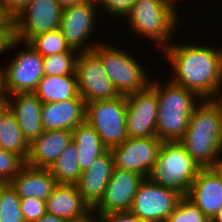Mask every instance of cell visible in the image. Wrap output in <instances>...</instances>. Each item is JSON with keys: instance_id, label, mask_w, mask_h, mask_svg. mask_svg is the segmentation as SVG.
Here are the masks:
<instances>
[{"instance_id": "obj_22", "label": "cell", "mask_w": 222, "mask_h": 222, "mask_svg": "<svg viewBox=\"0 0 222 222\" xmlns=\"http://www.w3.org/2000/svg\"><path fill=\"white\" fill-rule=\"evenodd\" d=\"M184 135L222 137V112L214 99H203L189 118Z\"/></svg>"}, {"instance_id": "obj_13", "label": "cell", "mask_w": 222, "mask_h": 222, "mask_svg": "<svg viewBox=\"0 0 222 222\" xmlns=\"http://www.w3.org/2000/svg\"><path fill=\"white\" fill-rule=\"evenodd\" d=\"M126 130L128 138L156 136L158 100L149 85L144 90L126 95Z\"/></svg>"}, {"instance_id": "obj_38", "label": "cell", "mask_w": 222, "mask_h": 222, "mask_svg": "<svg viewBox=\"0 0 222 222\" xmlns=\"http://www.w3.org/2000/svg\"><path fill=\"white\" fill-rule=\"evenodd\" d=\"M62 9L86 3L89 0H57Z\"/></svg>"}, {"instance_id": "obj_16", "label": "cell", "mask_w": 222, "mask_h": 222, "mask_svg": "<svg viewBox=\"0 0 222 222\" xmlns=\"http://www.w3.org/2000/svg\"><path fill=\"white\" fill-rule=\"evenodd\" d=\"M114 167L113 153L111 150H107L96 158L86 171L81 173L76 186L91 210L101 201Z\"/></svg>"}, {"instance_id": "obj_36", "label": "cell", "mask_w": 222, "mask_h": 222, "mask_svg": "<svg viewBox=\"0 0 222 222\" xmlns=\"http://www.w3.org/2000/svg\"><path fill=\"white\" fill-rule=\"evenodd\" d=\"M31 1L32 0H5L1 9L6 18L14 20Z\"/></svg>"}, {"instance_id": "obj_34", "label": "cell", "mask_w": 222, "mask_h": 222, "mask_svg": "<svg viewBox=\"0 0 222 222\" xmlns=\"http://www.w3.org/2000/svg\"><path fill=\"white\" fill-rule=\"evenodd\" d=\"M19 43L21 44L19 40H16L14 20L5 18L0 23V54L11 50Z\"/></svg>"}, {"instance_id": "obj_21", "label": "cell", "mask_w": 222, "mask_h": 222, "mask_svg": "<svg viewBox=\"0 0 222 222\" xmlns=\"http://www.w3.org/2000/svg\"><path fill=\"white\" fill-rule=\"evenodd\" d=\"M9 184L20 198H36L45 202L58 185L48 168H35L26 164Z\"/></svg>"}, {"instance_id": "obj_2", "label": "cell", "mask_w": 222, "mask_h": 222, "mask_svg": "<svg viewBox=\"0 0 222 222\" xmlns=\"http://www.w3.org/2000/svg\"><path fill=\"white\" fill-rule=\"evenodd\" d=\"M161 81L150 82L158 100L156 137L163 142L180 141L186 133L189 118L198 105L197 102L202 99L191 90L170 80L165 86Z\"/></svg>"}, {"instance_id": "obj_42", "label": "cell", "mask_w": 222, "mask_h": 222, "mask_svg": "<svg viewBox=\"0 0 222 222\" xmlns=\"http://www.w3.org/2000/svg\"><path fill=\"white\" fill-rule=\"evenodd\" d=\"M10 111L7 100L0 102V123L3 117Z\"/></svg>"}, {"instance_id": "obj_39", "label": "cell", "mask_w": 222, "mask_h": 222, "mask_svg": "<svg viewBox=\"0 0 222 222\" xmlns=\"http://www.w3.org/2000/svg\"><path fill=\"white\" fill-rule=\"evenodd\" d=\"M35 222H67L65 219L46 213L42 218Z\"/></svg>"}, {"instance_id": "obj_9", "label": "cell", "mask_w": 222, "mask_h": 222, "mask_svg": "<svg viewBox=\"0 0 222 222\" xmlns=\"http://www.w3.org/2000/svg\"><path fill=\"white\" fill-rule=\"evenodd\" d=\"M75 73L78 92L85 103L121 96L108 78L101 59L93 51L78 54Z\"/></svg>"}, {"instance_id": "obj_14", "label": "cell", "mask_w": 222, "mask_h": 222, "mask_svg": "<svg viewBox=\"0 0 222 222\" xmlns=\"http://www.w3.org/2000/svg\"><path fill=\"white\" fill-rule=\"evenodd\" d=\"M145 178L133 171L114 167L101 201L92 209L95 214L129 211L134 196Z\"/></svg>"}, {"instance_id": "obj_26", "label": "cell", "mask_w": 222, "mask_h": 222, "mask_svg": "<svg viewBox=\"0 0 222 222\" xmlns=\"http://www.w3.org/2000/svg\"><path fill=\"white\" fill-rule=\"evenodd\" d=\"M29 145L15 116L9 111L0 123V148L18 154L25 161L29 153Z\"/></svg>"}, {"instance_id": "obj_20", "label": "cell", "mask_w": 222, "mask_h": 222, "mask_svg": "<svg viewBox=\"0 0 222 222\" xmlns=\"http://www.w3.org/2000/svg\"><path fill=\"white\" fill-rule=\"evenodd\" d=\"M76 184H58L46 200V213L74 222L91 213Z\"/></svg>"}, {"instance_id": "obj_31", "label": "cell", "mask_w": 222, "mask_h": 222, "mask_svg": "<svg viewBox=\"0 0 222 222\" xmlns=\"http://www.w3.org/2000/svg\"><path fill=\"white\" fill-rule=\"evenodd\" d=\"M166 222H211V220L186 197H182Z\"/></svg>"}, {"instance_id": "obj_32", "label": "cell", "mask_w": 222, "mask_h": 222, "mask_svg": "<svg viewBox=\"0 0 222 222\" xmlns=\"http://www.w3.org/2000/svg\"><path fill=\"white\" fill-rule=\"evenodd\" d=\"M25 165V161L18 155L0 148V184L9 183Z\"/></svg>"}, {"instance_id": "obj_11", "label": "cell", "mask_w": 222, "mask_h": 222, "mask_svg": "<svg viewBox=\"0 0 222 222\" xmlns=\"http://www.w3.org/2000/svg\"><path fill=\"white\" fill-rule=\"evenodd\" d=\"M163 143L156 136L127 138L111 149L116 168L133 171L148 178Z\"/></svg>"}, {"instance_id": "obj_3", "label": "cell", "mask_w": 222, "mask_h": 222, "mask_svg": "<svg viewBox=\"0 0 222 222\" xmlns=\"http://www.w3.org/2000/svg\"><path fill=\"white\" fill-rule=\"evenodd\" d=\"M176 8L170 0H136L126 16L130 30L164 49L172 43L179 22Z\"/></svg>"}, {"instance_id": "obj_35", "label": "cell", "mask_w": 222, "mask_h": 222, "mask_svg": "<svg viewBox=\"0 0 222 222\" xmlns=\"http://www.w3.org/2000/svg\"><path fill=\"white\" fill-rule=\"evenodd\" d=\"M97 6L104 8L107 14L115 17H126L131 11L132 6L136 0H95ZM100 4V5H99Z\"/></svg>"}, {"instance_id": "obj_5", "label": "cell", "mask_w": 222, "mask_h": 222, "mask_svg": "<svg viewBox=\"0 0 222 222\" xmlns=\"http://www.w3.org/2000/svg\"><path fill=\"white\" fill-rule=\"evenodd\" d=\"M92 51L101 59L108 78L120 95L126 96L150 85V77L142 64L126 50L101 41Z\"/></svg>"}, {"instance_id": "obj_24", "label": "cell", "mask_w": 222, "mask_h": 222, "mask_svg": "<svg viewBox=\"0 0 222 222\" xmlns=\"http://www.w3.org/2000/svg\"><path fill=\"white\" fill-rule=\"evenodd\" d=\"M72 134L73 142L78 150V163L82 173L108 149L102 143L96 130L86 121L78 124L72 130Z\"/></svg>"}, {"instance_id": "obj_8", "label": "cell", "mask_w": 222, "mask_h": 222, "mask_svg": "<svg viewBox=\"0 0 222 222\" xmlns=\"http://www.w3.org/2000/svg\"><path fill=\"white\" fill-rule=\"evenodd\" d=\"M181 198L177 192L145 178L129 211L144 222H166Z\"/></svg>"}, {"instance_id": "obj_48", "label": "cell", "mask_w": 222, "mask_h": 222, "mask_svg": "<svg viewBox=\"0 0 222 222\" xmlns=\"http://www.w3.org/2000/svg\"><path fill=\"white\" fill-rule=\"evenodd\" d=\"M5 0H0V6L4 4Z\"/></svg>"}, {"instance_id": "obj_33", "label": "cell", "mask_w": 222, "mask_h": 222, "mask_svg": "<svg viewBox=\"0 0 222 222\" xmlns=\"http://www.w3.org/2000/svg\"><path fill=\"white\" fill-rule=\"evenodd\" d=\"M20 210L25 222H35L46 214V202L36 198H21Z\"/></svg>"}, {"instance_id": "obj_37", "label": "cell", "mask_w": 222, "mask_h": 222, "mask_svg": "<svg viewBox=\"0 0 222 222\" xmlns=\"http://www.w3.org/2000/svg\"><path fill=\"white\" fill-rule=\"evenodd\" d=\"M102 222H144L130 211L110 212L107 214H97Z\"/></svg>"}, {"instance_id": "obj_1", "label": "cell", "mask_w": 222, "mask_h": 222, "mask_svg": "<svg viewBox=\"0 0 222 222\" xmlns=\"http://www.w3.org/2000/svg\"><path fill=\"white\" fill-rule=\"evenodd\" d=\"M162 51L174 71L171 82L191 90L202 100L214 99L222 90V48L171 43Z\"/></svg>"}, {"instance_id": "obj_15", "label": "cell", "mask_w": 222, "mask_h": 222, "mask_svg": "<svg viewBox=\"0 0 222 222\" xmlns=\"http://www.w3.org/2000/svg\"><path fill=\"white\" fill-rule=\"evenodd\" d=\"M186 198L211 220L222 207V174L217 168H202Z\"/></svg>"}, {"instance_id": "obj_10", "label": "cell", "mask_w": 222, "mask_h": 222, "mask_svg": "<svg viewBox=\"0 0 222 222\" xmlns=\"http://www.w3.org/2000/svg\"><path fill=\"white\" fill-rule=\"evenodd\" d=\"M62 10L57 0H32L14 19L16 40L29 43L39 34L59 29Z\"/></svg>"}, {"instance_id": "obj_46", "label": "cell", "mask_w": 222, "mask_h": 222, "mask_svg": "<svg viewBox=\"0 0 222 222\" xmlns=\"http://www.w3.org/2000/svg\"><path fill=\"white\" fill-rule=\"evenodd\" d=\"M216 168L221 172L222 174V159L221 161L217 164Z\"/></svg>"}, {"instance_id": "obj_45", "label": "cell", "mask_w": 222, "mask_h": 222, "mask_svg": "<svg viewBox=\"0 0 222 222\" xmlns=\"http://www.w3.org/2000/svg\"><path fill=\"white\" fill-rule=\"evenodd\" d=\"M5 15L3 14V11L1 9V6H0V23L5 19Z\"/></svg>"}, {"instance_id": "obj_43", "label": "cell", "mask_w": 222, "mask_h": 222, "mask_svg": "<svg viewBox=\"0 0 222 222\" xmlns=\"http://www.w3.org/2000/svg\"><path fill=\"white\" fill-rule=\"evenodd\" d=\"M214 100L219 105L222 112V90L215 96Z\"/></svg>"}, {"instance_id": "obj_12", "label": "cell", "mask_w": 222, "mask_h": 222, "mask_svg": "<svg viewBox=\"0 0 222 222\" xmlns=\"http://www.w3.org/2000/svg\"><path fill=\"white\" fill-rule=\"evenodd\" d=\"M97 7L95 0H89L62 10L59 29L71 49L79 53L90 52L98 45L96 42L92 44L88 41L94 31Z\"/></svg>"}, {"instance_id": "obj_17", "label": "cell", "mask_w": 222, "mask_h": 222, "mask_svg": "<svg viewBox=\"0 0 222 222\" xmlns=\"http://www.w3.org/2000/svg\"><path fill=\"white\" fill-rule=\"evenodd\" d=\"M86 103L83 98L43 103L41 121L43 132L73 130L85 121Z\"/></svg>"}, {"instance_id": "obj_27", "label": "cell", "mask_w": 222, "mask_h": 222, "mask_svg": "<svg viewBox=\"0 0 222 222\" xmlns=\"http://www.w3.org/2000/svg\"><path fill=\"white\" fill-rule=\"evenodd\" d=\"M58 184H76L81 176L78 163V150L74 142L60 154L48 168Z\"/></svg>"}, {"instance_id": "obj_25", "label": "cell", "mask_w": 222, "mask_h": 222, "mask_svg": "<svg viewBox=\"0 0 222 222\" xmlns=\"http://www.w3.org/2000/svg\"><path fill=\"white\" fill-rule=\"evenodd\" d=\"M42 103L82 98L78 92L76 73L72 75H44L33 92Z\"/></svg>"}, {"instance_id": "obj_4", "label": "cell", "mask_w": 222, "mask_h": 222, "mask_svg": "<svg viewBox=\"0 0 222 222\" xmlns=\"http://www.w3.org/2000/svg\"><path fill=\"white\" fill-rule=\"evenodd\" d=\"M201 169L179 141L163 142L148 178L186 197Z\"/></svg>"}, {"instance_id": "obj_47", "label": "cell", "mask_w": 222, "mask_h": 222, "mask_svg": "<svg viewBox=\"0 0 222 222\" xmlns=\"http://www.w3.org/2000/svg\"><path fill=\"white\" fill-rule=\"evenodd\" d=\"M172 3L176 4V1L180 2V0H170Z\"/></svg>"}, {"instance_id": "obj_23", "label": "cell", "mask_w": 222, "mask_h": 222, "mask_svg": "<svg viewBox=\"0 0 222 222\" xmlns=\"http://www.w3.org/2000/svg\"><path fill=\"white\" fill-rule=\"evenodd\" d=\"M179 142L201 168H216L222 159V137L184 135Z\"/></svg>"}, {"instance_id": "obj_7", "label": "cell", "mask_w": 222, "mask_h": 222, "mask_svg": "<svg viewBox=\"0 0 222 222\" xmlns=\"http://www.w3.org/2000/svg\"><path fill=\"white\" fill-rule=\"evenodd\" d=\"M4 67V89L7 95L33 93L44 76L43 57L30 43Z\"/></svg>"}, {"instance_id": "obj_29", "label": "cell", "mask_w": 222, "mask_h": 222, "mask_svg": "<svg viewBox=\"0 0 222 222\" xmlns=\"http://www.w3.org/2000/svg\"><path fill=\"white\" fill-rule=\"evenodd\" d=\"M20 199L9 183L0 184V222H25Z\"/></svg>"}, {"instance_id": "obj_40", "label": "cell", "mask_w": 222, "mask_h": 222, "mask_svg": "<svg viewBox=\"0 0 222 222\" xmlns=\"http://www.w3.org/2000/svg\"><path fill=\"white\" fill-rule=\"evenodd\" d=\"M7 94L4 89V69L0 68V102L6 100Z\"/></svg>"}, {"instance_id": "obj_30", "label": "cell", "mask_w": 222, "mask_h": 222, "mask_svg": "<svg viewBox=\"0 0 222 222\" xmlns=\"http://www.w3.org/2000/svg\"><path fill=\"white\" fill-rule=\"evenodd\" d=\"M77 54H79L78 51L71 49L69 52L44 56V75L63 76L75 74Z\"/></svg>"}, {"instance_id": "obj_6", "label": "cell", "mask_w": 222, "mask_h": 222, "mask_svg": "<svg viewBox=\"0 0 222 222\" xmlns=\"http://www.w3.org/2000/svg\"><path fill=\"white\" fill-rule=\"evenodd\" d=\"M126 113V96L121 95L86 103L85 121L96 130L104 146L111 150L128 138Z\"/></svg>"}, {"instance_id": "obj_44", "label": "cell", "mask_w": 222, "mask_h": 222, "mask_svg": "<svg viewBox=\"0 0 222 222\" xmlns=\"http://www.w3.org/2000/svg\"><path fill=\"white\" fill-rule=\"evenodd\" d=\"M211 222H222V207L218 213L211 219Z\"/></svg>"}, {"instance_id": "obj_18", "label": "cell", "mask_w": 222, "mask_h": 222, "mask_svg": "<svg viewBox=\"0 0 222 222\" xmlns=\"http://www.w3.org/2000/svg\"><path fill=\"white\" fill-rule=\"evenodd\" d=\"M72 142L73 134L71 130L43 132L30 142L25 164L35 168H49Z\"/></svg>"}, {"instance_id": "obj_28", "label": "cell", "mask_w": 222, "mask_h": 222, "mask_svg": "<svg viewBox=\"0 0 222 222\" xmlns=\"http://www.w3.org/2000/svg\"><path fill=\"white\" fill-rule=\"evenodd\" d=\"M29 43L42 57L61 54L71 50L60 29L39 34Z\"/></svg>"}, {"instance_id": "obj_41", "label": "cell", "mask_w": 222, "mask_h": 222, "mask_svg": "<svg viewBox=\"0 0 222 222\" xmlns=\"http://www.w3.org/2000/svg\"><path fill=\"white\" fill-rule=\"evenodd\" d=\"M94 215H95L94 212H91L86 217L74 222H102V219L99 215H96L97 218L94 217Z\"/></svg>"}, {"instance_id": "obj_19", "label": "cell", "mask_w": 222, "mask_h": 222, "mask_svg": "<svg viewBox=\"0 0 222 222\" xmlns=\"http://www.w3.org/2000/svg\"><path fill=\"white\" fill-rule=\"evenodd\" d=\"M6 100L10 112L15 116L28 142L39 137L43 133L41 121L43 103L37 96L34 93H15L7 95Z\"/></svg>"}]
</instances>
